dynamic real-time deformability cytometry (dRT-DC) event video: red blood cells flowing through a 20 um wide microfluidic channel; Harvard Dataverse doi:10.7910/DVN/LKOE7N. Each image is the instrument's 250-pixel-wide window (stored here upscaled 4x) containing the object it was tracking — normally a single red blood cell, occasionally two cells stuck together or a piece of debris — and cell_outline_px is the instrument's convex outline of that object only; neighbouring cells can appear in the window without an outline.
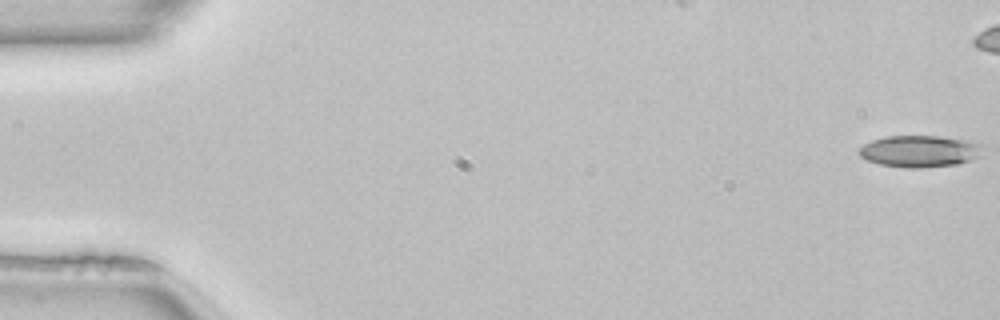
{"species": "common noctule bat (a hibernating species)", "species_latin": "Nyctalus noctula", "temperature_condition": "room temperature", "stored_images_in_passage": 42, "camera_frame_rate_fps": 3000, "um_per_image_px": 0.085, "animal": {"sex": "female", "body_mass_g": 22.7, "forearm_length_mm": 54.2}, "frame": {"image": 1, "passage_image": 1, "time_ms": 0.0, "image_size_px": [1000, 320], "cell_outline_px": [[984, 148], [972, 160], [956, 164], [920, 168], [908, 168], [880, 164], [868, 160], [860, 156], [856, 152], [864, 144], [872, 140], [884, 136], [940, 136], [968, 140], [984, 144]], "centroid_in_image_um": [78.17, 12.84], "position_along_channel_um": 6.8, "area_um2": 22.95}}